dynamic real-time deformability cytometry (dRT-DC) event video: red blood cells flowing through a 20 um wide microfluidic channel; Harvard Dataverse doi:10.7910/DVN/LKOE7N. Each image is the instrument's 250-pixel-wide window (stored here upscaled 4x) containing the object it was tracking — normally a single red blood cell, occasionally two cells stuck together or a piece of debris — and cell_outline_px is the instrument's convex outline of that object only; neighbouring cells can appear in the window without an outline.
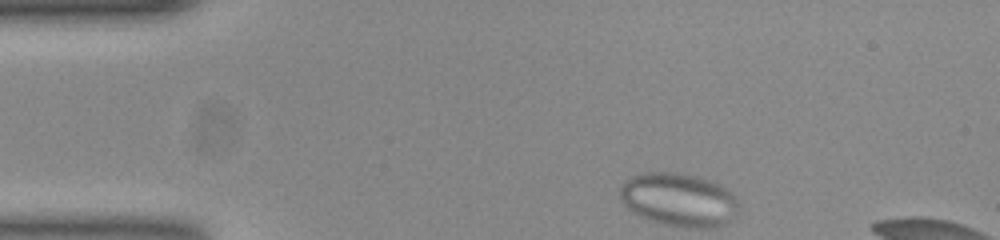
{"species": "common noctule bat (a hibernating species)", "species_latin": "Nyctalus noctula", "temperature_condition": "room temperature", "stored_images_in_passage": 8, "camera_frame_rate_fps": 3000, "um_per_image_px": 0.085, "animal": {"sex": "female", "body_mass_g": 23.0, "forearm_length_mm": 53.4}, "frame": {"image": 1, "passage_image": 1, "time_ms": 0.0, "image_size_px": [1000, 240], "cell_outline_px": [[728, 196], [716, 224], [668, 224], [656, 220], [636, 212], [624, 200], [624, 184], [628, 180], [636, 176], [652, 172], [672, 172], [692, 176], [708, 180], [724, 188], [728, 192]], "centroid_in_image_um": [57.43, 16.84], "position_along_channel_um": 27.6, "area_um2": 31.21}}